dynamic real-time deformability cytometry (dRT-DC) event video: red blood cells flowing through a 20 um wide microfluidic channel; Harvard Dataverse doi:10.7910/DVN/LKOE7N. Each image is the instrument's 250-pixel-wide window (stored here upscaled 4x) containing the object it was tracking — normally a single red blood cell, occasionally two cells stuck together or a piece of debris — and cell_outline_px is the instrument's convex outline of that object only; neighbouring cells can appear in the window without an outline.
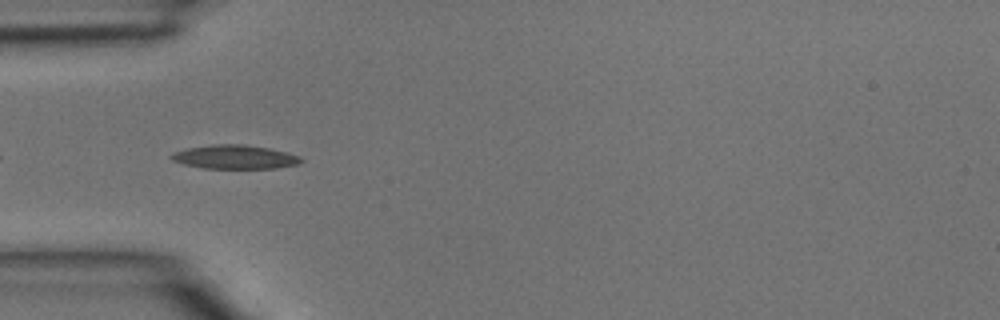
{"species": "common noctule bat (a hibernating species)", "species_latin": "Nyctalus noctula", "temperature_condition": "room temperature", "stored_images_in_passage": 4, "segment_of_instrument_passage": [2, 2], "camera_frame_rate_fps": 3000, "um_per_image_px": 0.085, "animal": {"sex": "male", "body_mass_g": 15.6}, "frame": {"image": 1, "passage_image": 3, "time_ms": 0.667, "image_size_px": [1000, 320], "cell_outline_px": [[304, 160], [300, 164], [276, 168], [204, 168], [184, 164], [172, 160], [168, 156], [172, 152], [188, 148], [212, 144], [244, 144], [268, 148], [288, 152], [300, 156]], "centroid_in_image_um": [19.97, 13.34], "position_along_channel_um": 65.0, "area_um2": 18.15}}